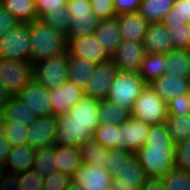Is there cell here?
I'll return each instance as SVG.
<instances>
[{
    "label": "cell",
    "instance_id": "obj_45",
    "mask_svg": "<svg viewBox=\"0 0 190 190\" xmlns=\"http://www.w3.org/2000/svg\"><path fill=\"white\" fill-rule=\"evenodd\" d=\"M93 13L100 19L117 16L113 0H90Z\"/></svg>",
    "mask_w": 190,
    "mask_h": 190
},
{
    "label": "cell",
    "instance_id": "obj_51",
    "mask_svg": "<svg viewBox=\"0 0 190 190\" xmlns=\"http://www.w3.org/2000/svg\"><path fill=\"white\" fill-rule=\"evenodd\" d=\"M10 150L11 145L6 140L5 135L0 134V171L4 168Z\"/></svg>",
    "mask_w": 190,
    "mask_h": 190
},
{
    "label": "cell",
    "instance_id": "obj_22",
    "mask_svg": "<svg viewBox=\"0 0 190 190\" xmlns=\"http://www.w3.org/2000/svg\"><path fill=\"white\" fill-rule=\"evenodd\" d=\"M121 40L143 42L149 22L139 13L117 15Z\"/></svg>",
    "mask_w": 190,
    "mask_h": 190
},
{
    "label": "cell",
    "instance_id": "obj_20",
    "mask_svg": "<svg viewBox=\"0 0 190 190\" xmlns=\"http://www.w3.org/2000/svg\"><path fill=\"white\" fill-rule=\"evenodd\" d=\"M148 85L166 103L178 95L181 96L190 92V78L172 74H164Z\"/></svg>",
    "mask_w": 190,
    "mask_h": 190
},
{
    "label": "cell",
    "instance_id": "obj_1",
    "mask_svg": "<svg viewBox=\"0 0 190 190\" xmlns=\"http://www.w3.org/2000/svg\"><path fill=\"white\" fill-rule=\"evenodd\" d=\"M100 103L101 100L85 96L68 114L56 116L58 131L55 144L78 148L92 139L95 129L100 125Z\"/></svg>",
    "mask_w": 190,
    "mask_h": 190
},
{
    "label": "cell",
    "instance_id": "obj_3",
    "mask_svg": "<svg viewBox=\"0 0 190 190\" xmlns=\"http://www.w3.org/2000/svg\"><path fill=\"white\" fill-rule=\"evenodd\" d=\"M28 24L31 63L67 52V39L61 33L38 19Z\"/></svg>",
    "mask_w": 190,
    "mask_h": 190
},
{
    "label": "cell",
    "instance_id": "obj_21",
    "mask_svg": "<svg viewBox=\"0 0 190 190\" xmlns=\"http://www.w3.org/2000/svg\"><path fill=\"white\" fill-rule=\"evenodd\" d=\"M145 53L166 54L174 50L168 28L162 23H150L143 39Z\"/></svg>",
    "mask_w": 190,
    "mask_h": 190
},
{
    "label": "cell",
    "instance_id": "obj_14",
    "mask_svg": "<svg viewBox=\"0 0 190 190\" xmlns=\"http://www.w3.org/2000/svg\"><path fill=\"white\" fill-rule=\"evenodd\" d=\"M35 150L27 143L11 147L4 168L0 171V188L14 175L33 168Z\"/></svg>",
    "mask_w": 190,
    "mask_h": 190
},
{
    "label": "cell",
    "instance_id": "obj_41",
    "mask_svg": "<svg viewBox=\"0 0 190 190\" xmlns=\"http://www.w3.org/2000/svg\"><path fill=\"white\" fill-rule=\"evenodd\" d=\"M175 49L190 50V30L188 24L168 28Z\"/></svg>",
    "mask_w": 190,
    "mask_h": 190
},
{
    "label": "cell",
    "instance_id": "obj_27",
    "mask_svg": "<svg viewBox=\"0 0 190 190\" xmlns=\"http://www.w3.org/2000/svg\"><path fill=\"white\" fill-rule=\"evenodd\" d=\"M165 74L190 77V50L174 49L165 54Z\"/></svg>",
    "mask_w": 190,
    "mask_h": 190
},
{
    "label": "cell",
    "instance_id": "obj_5",
    "mask_svg": "<svg viewBox=\"0 0 190 190\" xmlns=\"http://www.w3.org/2000/svg\"><path fill=\"white\" fill-rule=\"evenodd\" d=\"M35 80L34 65L0 58V83L13 95L23 91Z\"/></svg>",
    "mask_w": 190,
    "mask_h": 190
},
{
    "label": "cell",
    "instance_id": "obj_35",
    "mask_svg": "<svg viewBox=\"0 0 190 190\" xmlns=\"http://www.w3.org/2000/svg\"><path fill=\"white\" fill-rule=\"evenodd\" d=\"M167 28L190 23V0H175L173 8L161 21Z\"/></svg>",
    "mask_w": 190,
    "mask_h": 190
},
{
    "label": "cell",
    "instance_id": "obj_17",
    "mask_svg": "<svg viewBox=\"0 0 190 190\" xmlns=\"http://www.w3.org/2000/svg\"><path fill=\"white\" fill-rule=\"evenodd\" d=\"M18 98L26 103L27 108L38 116H51L50 90L43 87L36 80L29 84L23 91L17 94Z\"/></svg>",
    "mask_w": 190,
    "mask_h": 190
},
{
    "label": "cell",
    "instance_id": "obj_47",
    "mask_svg": "<svg viewBox=\"0 0 190 190\" xmlns=\"http://www.w3.org/2000/svg\"><path fill=\"white\" fill-rule=\"evenodd\" d=\"M67 0H36L37 19L41 20L44 16L52 13L53 10L61 9L66 6Z\"/></svg>",
    "mask_w": 190,
    "mask_h": 190
},
{
    "label": "cell",
    "instance_id": "obj_37",
    "mask_svg": "<svg viewBox=\"0 0 190 190\" xmlns=\"http://www.w3.org/2000/svg\"><path fill=\"white\" fill-rule=\"evenodd\" d=\"M55 144L35 150L33 169L42 176L55 170Z\"/></svg>",
    "mask_w": 190,
    "mask_h": 190
},
{
    "label": "cell",
    "instance_id": "obj_11",
    "mask_svg": "<svg viewBox=\"0 0 190 190\" xmlns=\"http://www.w3.org/2000/svg\"><path fill=\"white\" fill-rule=\"evenodd\" d=\"M144 55L142 42L121 40L110 60L120 71L139 73Z\"/></svg>",
    "mask_w": 190,
    "mask_h": 190
},
{
    "label": "cell",
    "instance_id": "obj_18",
    "mask_svg": "<svg viewBox=\"0 0 190 190\" xmlns=\"http://www.w3.org/2000/svg\"><path fill=\"white\" fill-rule=\"evenodd\" d=\"M51 107L54 116L68 114L69 110L82 98L85 91L67 80L58 88L50 89Z\"/></svg>",
    "mask_w": 190,
    "mask_h": 190
},
{
    "label": "cell",
    "instance_id": "obj_50",
    "mask_svg": "<svg viewBox=\"0 0 190 190\" xmlns=\"http://www.w3.org/2000/svg\"><path fill=\"white\" fill-rule=\"evenodd\" d=\"M141 190H166L161 177L148 176Z\"/></svg>",
    "mask_w": 190,
    "mask_h": 190
},
{
    "label": "cell",
    "instance_id": "obj_40",
    "mask_svg": "<svg viewBox=\"0 0 190 190\" xmlns=\"http://www.w3.org/2000/svg\"><path fill=\"white\" fill-rule=\"evenodd\" d=\"M27 132L28 126L19 124H6L4 135L11 147H14L27 143Z\"/></svg>",
    "mask_w": 190,
    "mask_h": 190
},
{
    "label": "cell",
    "instance_id": "obj_2",
    "mask_svg": "<svg viewBox=\"0 0 190 190\" xmlns=\"http://www.w3.org/2000/svg\"><path fill=\"white\" fill-rule=\"evenodd\" d=\"M135 155L147 176L162 177L175 168L174 143L164 123L149 126L145 145Z\"/></svg>",
    "mask_w": 190,
    "mask_h": 190
},
{
    "label": "cell",
    "instance_id": "obj_26",
    "mask_svg": "<svg viewBox=\"0 0 190 190\" xmlns=\"http://www.w3.org/2000/svg\"><path fill=\"white\" fill-rule=\"evenodd\" d=\"M68 62V80L73 82L77 87L85 90L86 83L92 76L94 64L88 60L69 55L67 53Z\"/></svg>",
    "mask_w": 190,
    "mask_h": 190
},
{
    "label": "cell",
    "instance_id": "obj_15",
    "mask_svg": "<svg viewBox=\"0 0 190 190\" xmlns=\"http://www.w3.org/2000/svg\"><path fill=\"white\" fill-rule=\"evenodd\" d=\"M67 53L84 58L94 65L110 60V55L102 48L94 34L67 39Z\"/></svg>",
    "mask_w": 190,
    "mask_h": 190
},
{
    "label": "cell",
    "instance_id": "obj_24",
    "mask_svg": "<svg viewBox=\"0 0 190 190\" xmlns=\"http://www.w3.org/2000/svg\"><path fill=\"white\" fill-rule=\"evenodd\" d=\"M94 35L102 48L111 56L121 42L117 16L101 20Z\"/></svg>",
    "mask_w": 190,
    "mask_h": 190
},
{
    "label": "cell",
    "instance_id": "obj_36",
    "mask_svg": "<svg viewBox=\"0 0 190 190\" xmlns=\"http://www.w3.org/2000/svg\"><path fill=\"white\" fill-rule=\"evenodd\" d=\"M93 139L108 149H120V127L113 124H100L93 133Z\"/></svg>",
    "mask_w": 190,
    "mask_h": 190
},
{
    "label": "cell",
    "instance_id": "obj_38",
    "mask_svg": "<svg viewBox=\"0 0 190 190\" xmlns=\"http://www.w3.org/2000/svg\"><path fill=\"white\" fill-rule=\"evenodd\" d=\"M41 21L51 27L53 30H56L63 36L67 37L70 31L72 18L66 6H64L61 9L53 10L52 13L44 16Z\"/></svg>",
    "mask_w": 190,
    "mask_h": 190
},
{
    "label": "cell",
    "instance_id": "obj_16",
    "mask_svg": "<svg viewBox=\"0 0 190 190\" xmlns=\"http://www.w3.org/2000/svg\"><path fill=\"white\" fill-rule=\"evenodd\" d=\"M57 131L56 116H38L28 126L27 144L33 149L54 145Z\"/></svg>",
    "mask_w": 190,
    "mask_h": 190
},
{
    "label": "cell",
    "instance_id": "obj_48",
    "mask_svg": "<svg viewBox=\"0 0 190 190\" xmlns=\"http://www.w3.org/2000/svg\"><path fill=\"white\" fill-rule=\"evenodd\" d=\"M20 23L0 5V39Z\"/></svg>",
    "mask_w": 190,
    "mask_h": 190
},
{
    "label": "cell",
    "instance_id": "obj_44",
    "mask_svg": "<svg viewBox=\"0 0 190 190\" xmlns=\"http://www.w3.org/2000/svg\"><path fill=\"white\" fill-rule=\"evenodd\" d=\"M168 115H189L190 114V98L189 94H184L171 99L167 103Z\"/></svg>",
    "mask_w": 190,
    "mask_h": 190
},
{
    "label": "cell",
    "instance_id": "obj_23",
    "mask_svg": "<svg viewBox=\"0 0 190 190\" xmlns=\"http://www.w3.org/2000/svg\"><path fill=\"white\" fill-rule=\"evenodd\" d=\"M55 170L69 178L76 173L82 164L80 152L74 146H61L55 144Z\"/></svg>",
    "mask_w": 190,
    "mask_h": 190
},
{
    "label": "cell",
    "instance_id": "obj_28",
    "mask_svg": "<svg viewBox=\"0 0 190 190\" xmlns=\"http://www.w3.org/2000/svg\"><path fill=\"white\" fill-rule=\"evenodd\" d=\"M43 178L33 168L11 177L0 190H42Z\"/></svg>",
    "mask_w": 190,
    "mask_h": 190
},
{
    "label": "cell",
    "instance_id": "obj_29",
    "mask_svg": "<svg viewBox=\"0 0 190 190\" xmlns=\"http://www.w3.org/2000/svg\"><path fill=\"white\" fill-rule=\"evenodd\" d=\"M0 5L20 23L37 20L36 0H0Z\"/></svg>",
    "mask_w": 190,
    "mask_h": 190
},
{
    "label": "cell",
    "instance_id": "obj_39",
    "mask_svg": "<svg viewBox=\"0 0 190 190\" xmlns=\"http://www.w3.org/2000/svg\"><path fill=\"white\" fill-rule=\"evenodd\" d=\"M166 190H190V172L173 168L161 177Z\"/></svg>",
    "mask_w": 190,
    "mask_h": 190
},
{
    "label": "cell",
    "instance_id": "obj_10",
    "mask_svg": "<svg viewBox=\"0 0 190 190\" xmlns=\"http://www.w3.org/2000/svg\"><path fill=\"white\" fill-rule=\"evenodd\" d=\"M112 176V190H141L148 177L135 154H132L127 162H123Z\"/></svg>",
    "mask_w": 190,
    "mask_h": 190
},
{
    "label": "cell",
    "instance_id": "obj_8",
    "mask_svg": "<svg viewBox=\"0 0 190 190\" xmlns=\"http://www.w3.org/2000/svg\"><path fill=\"white\" fill-rule=\"evenodd\" d=\"M66 8L72 18L66 39L94 34L101 20L93 13L90 0H67Z\"/></svg>",
    "mask_w": 190,
    "mask_h": 190
},
{
    "label": "cell",
    "instance_id": "obj_43",
    "mask_svg": "<svg viewBox=\"0 0 190 190\" xmlns=\"http://www.w3.org/2000/svg\"><path fill=\"white\" fill-rule=\"evenodd\" d=\"M71 183V178L54 171L44 176L42 190H65Z\"/></svg>",
    "mask_w": 190,
    "mask_h": 190
},
{
    "label": "cell",
    "instance_id": "obj_46",
    "mask_svg": "<svg viewBox=\"0 0 190 190\" xmlns=\"http://www.w3.org/2000/svg\"><path fill=\"white\" fill-rule=\"evenodd\" d=\"M132 155L129 151L121 149H109V157L105 168L113 175L116 169H119L123 162H127L128 158Z\"/></svg>",
    "mask_w": 190,
    "mask_h": 190
},
{
    "label": "cell",
    "instance_id": "obj_7",
    "mask_svg": "<svg viewBox=\"0 0 190 190\" xmlns=\"http://www.w3.org/2000/svg\"><path fill=\"white\" fill-rule=\"evenodd\" d=\"M33 65L35 80L49 90L68 80L67 52L38 60Z\"/></svg>",
    "mask_w": 190,
    "mask_h": 190
},
{
    "label": "cell",
    "instance_id": "obj_13",
    "mask_svg": "<svg viewBox=\"0 0 190 190\" xmlns=\"http://www.w3.org/2000/svg\"><path fill=\"white\" fill-rule=\"evenodd\" d=\"M117 71L118 68L111 60L95 65L92 76L86 83L85 96L98 100L107 99Z\"/></svg>",
    "mask_w": 190,
    "mask_h": 190
},
{
    "label": "cell",
    "instance_id": "obj_9",
    "mask_svg": "<svg viewBox=\"0 0 190 190\" xmlns=\"http://www.w3.org/2000/svg\"><path fill=\"white\" fill-rule=\"evenodd\" d=\"M29 24L18 25L0 39V58L21 62L30 61Z\"/></svg>",
    "mask_w": 190,
    "mask_h": 190
},
{
    "label": "cell",
    "instance_id": "obj_49",
    "mask_svg": "<svg viewBox=\"0 0 190 190\" xmlns=\"http://www.w3.org/2000/svg\"><path fill=\"white\" fill-rule=\"evenodd\" d=\"M142 0H113L116 15L139 12Z\"/></svg>",
    "mask_w": 190,
    "mask_h": 190
},
{
    "label": "cell",
    "instance_id": "obj_4",
    "mask_svg": "<svg viewBox=\"0 0 190 190\" xmlns=\"http://www.w3.org/2000/svg\"><path fill=\"white\" fill-rule=\"evenodd\" d=\"M147 85L139 73L118 70L107 100L131 112L134 102Z\"/></svg>",
    "mask_w": 190,
    "mask_h": 190
},
{
    "label": "cell",
    "instance_id": "obj_19",
    "mask_svg": "<svg viewBox=\"0 0 190 190\" xmlns=\"http://www.w3.org/2000/svg\"><path fill=\"white\" fill-rule=\"evenodd\" d=\"M120 149L132 154L145 145L149 125L139 119L128 117L127 121L120 124Z\"/></svg>",
    "mask_w": 190,
    "mask_h": 190
},
{
    "label": "cell",
    "instance_id": "obj_6",
    "mask_svg": "<svg viewBox=\"0 0 190 190\" xmlns=\"http://www.w3.org/2000/svg\"><path fill=\"white\" fill-rule=\"evenodd\" d=\"M130 115L149 126L161 124L168 116L167 103L147 85L134 102Z\"/></svg>",
    "mask_w": 190,
    "mask_h": 190
},
{
    "label": "cell",
    "instance_id": "obj_31",
    "mask_svg": "<svg viewBox=\"0 0 190 190\" xmlns=\"http://www.w3.org/2000/svg\"><path fill=\"white\" fill-rule=\"evenodd\" d=\"M175 0H142L139 13L149 22H161L173 8Z\"/></svg>",
    "mask_w": 190,
    "mask_h": 190
},
{
    "label": "cell",
    "instance_id": "obj_12",
    "mask_svg": "<svg viewBox=\"0 0 190 190\" xmlns=\"http://www.w3.org/2000/svg\"><path fill=\"white\" fill-rule=\"evenodd\" d=\"M112 174L103 166L81 164L71 182L82 190H110Z\"/></svg>",
    "mask_w": 190,
    "mask_h": 190
},
{
    "label": "cell",
    "instance_id": "obj_42",
    "mask_svg": "<svg viewBox=\"0 0 190 190\" xmlns=\"http://www.w3.org/2000/svg\"><path fill=\"white\" fill-rule=\"evenodd\" d=\"M175 168L190 172V138L174 145Z\"/></svg>",
    "mask_w": 190,
    "mask_h": 190
},
{
    "label": "cell",
    "instance_id": "obj_33",
    "mask_svg": "<svg viewBox=\"0 0 190 190\" xmlns=\"http://www.w3.org/2000/svg\"><path fill=\"white\" fill-rule=\"evenodd\" d=\"M163 123L174 145L190 138V114L184 116L168 115Z\"/></svg>",
    "mask_w": 190,
    "mask_h": 190
},
{
    "label": "cell",
    "instance_id": "obj_32",
    "mask_svg": "<svg viewBox=\"0 0 190 190\" xmlns=\"http://www.w3.org/2000/svg\"><path fill=\"white\" fill-rule=\"evenodd\" d=\"M164 61L165 54L145 53L139 75L147 84L160 78L165 74Z\"/></svg>",
    "mask_w": 190,
    "mask_h": 190
},
{
    "label": "cell",
    "instance_id": "obj_54",
    "mask_svg": "<svg viewBox=\"0 0 190 190\" xmlns=\"http://www.w3.org/2000/svg\"><path fill=\"white\" fill-rule=\"evenodd\" d=\"M65 190H82V189L78 185L73 184L71 182Z\"/></svg>",
    "mask_w": 190,
    "mask_h": 190
},
{
    "label": "cell",
    "instance_id": "obj_53",
    "mask_svg": "<svg viewBox=\"0 0 190 190\" xmlns=\"http://www.w3.org/2000/svg\"><path fill=\"white\" fill-rule=\"evenodd\" d=\"M5 119H4V115L2 113V110H0V134H4V130H5Z\"/></svg>",
    "mask_w": 190,
    "mask_h": 190
},
{
    "label": "cell",
    "instance_id": "obj_30",
    "mask_svg": "<svg viewBox=\"0 0 190 190\" xmlns=\"http://www.w3.org/2000/svg\"><path fill=\"white\" fill-rule=\"evenodd\" d=\"M83 164L105 166L109 157V149L100 145L93 138L78 147Z\"/></svg>",
    "mask_w": 190,
    "mask_h": 190
},
{
    "label": "cell",
    "instance_id": "obj_34",
    "mask_svg": "<svg viewBox=\"0 0 190 190\" xmlns=\"http://www.w3.org/2000/svg\"><path fill=\"white\" fill-rule=\"evenodd\" d=\"M130 112L120 106L105 99L101 100L99 107V122L100 124L120 125L127 121Z\"/></svg>",
    "mask_w": 190,
    "mask_h": 190
},
{
    "label": "cell",
    "instance_id": "obj_25",
    "mask_svg": "<svg viewBox=\"0 0 190 190\" xmlns=\"http://www.w3.org/2000/svg\"><path fill=\"white\" fill-rule=\"evenodd\" d=\"M6 124H19L29 126L36 116L30 111L26 103L22 102L17 95H14L2 108Z\"/></svg>",
    "mask_w": 190,
    "mask_h": 190
},
{
    "label": "cell",
    "instance_id": "obj_52",
    "mask_svg": "<svg viewBox=\"0 0 190 190\" xmlns=\"http://www.w3.org/2000/svg\"><path fill=\"white\" fill-rule=\"evenodd\" d=\"M14 95L10 93L7 89H5L2 84L0 83V110L8 103V101Z\"/></svg>",
    "mask_w": 190,
    "mask_h": 190
}]
</instances>
